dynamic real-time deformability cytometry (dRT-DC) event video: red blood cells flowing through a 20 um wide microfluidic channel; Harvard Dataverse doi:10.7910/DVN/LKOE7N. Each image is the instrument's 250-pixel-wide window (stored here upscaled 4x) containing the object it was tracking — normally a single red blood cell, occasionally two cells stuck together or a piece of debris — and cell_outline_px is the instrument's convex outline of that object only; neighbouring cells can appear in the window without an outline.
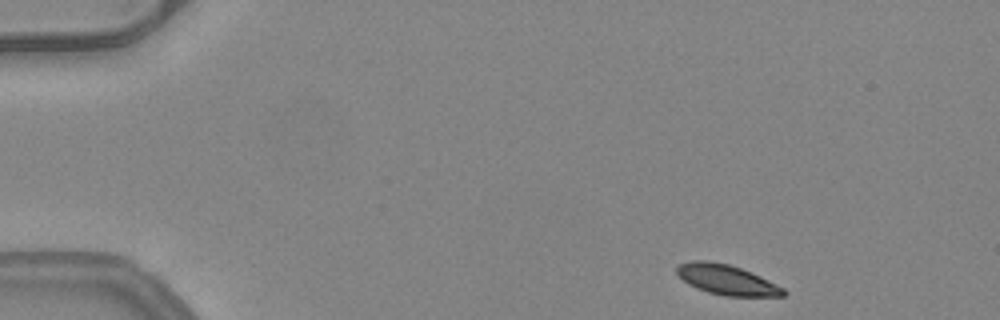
{"species": "common noctule bat (a hibernating species)", "species_latin": "Nyctalus noctula", "temperature_condition": "warm", "stored_images_in_passage": 46, "camera_frame_rate_fps": 3000, "um_per_image_px": 0.085, "animal": {"sex": "female", "body_mass_g": 24.6, "forearm_length_mm": 56.2}, "frame": {"image": 1, "passage_image": 1, "time_ms": 0.0, "image_size_px": [1000, 320], "cell_outline_px": [[788, 292], [784, 296], [724, 296], [708, 292], [696, 288], [688, 284], [676, 272], [676, 268], [680, 264], [692, 260], [708, 260], [728, 264], [740, 268], [760, 276], [784, 288]], "centroid_in_image_um": [61.77, 23.78], "position_along_channel_um": 23.2, "area_um2": 18.61}}
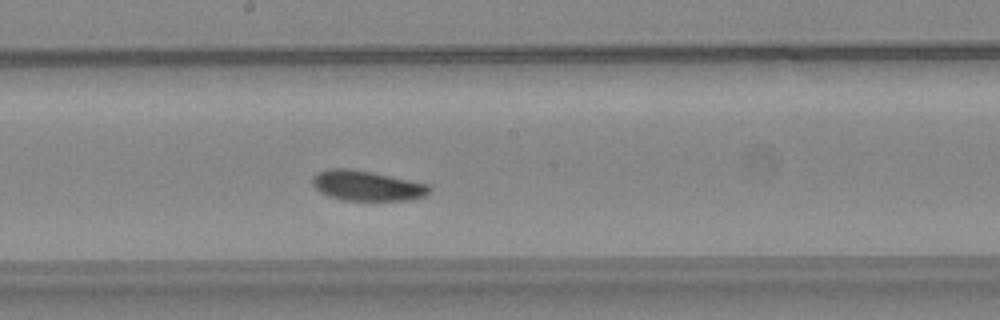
{"frame": {"image": 2, "passage_image": 23, "time_ms": 7.333, "image_size_px": [1000, 320], "cell_outline_px": [[432, 188], [424, 196], [408, 200], [344, 200], [328, 196], [320, 192], [312, 184], [312, 176], [316, 172], [328, 168], [352, 168], [372, 172], [428, 184]], "centroid_in_image_um": [31.14, 15.77], "position_along_channel_um": 217.1, "area_um2": 20.58}}
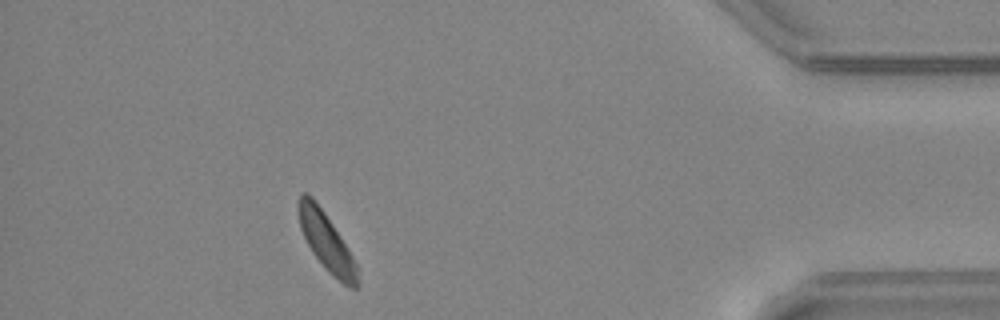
{"frame": {"image": 3, "passage_image": 41, "time_ms": 13.333, "image_size_px": [1000, 320], "cell_outline_px": [[356, 288], [352, 288], [344, 284], [328, 272], [324, 268], [312, 252], [300, 228], [296, 208], [300, 196], [304, 192], [308, 192], [312, 196], [324, 212], [340, 236], [352, 256], [356, 264]], "centroid_in_image_um": [27.67, 20.49], "position_along_channel_um": 407.5, "area_um2": 19.42}, "authors_computed_cell_mechanics": {"area_um2": 20.1144, "velocity_mm_per_s": 3.9843, "shape_relaxation_time_tau1_ms": 1.7294, "shape_relaxation_time_tau2_ms": null, "deformation_change_tau1": 0.0817, "deformation_change_tau2": null}}